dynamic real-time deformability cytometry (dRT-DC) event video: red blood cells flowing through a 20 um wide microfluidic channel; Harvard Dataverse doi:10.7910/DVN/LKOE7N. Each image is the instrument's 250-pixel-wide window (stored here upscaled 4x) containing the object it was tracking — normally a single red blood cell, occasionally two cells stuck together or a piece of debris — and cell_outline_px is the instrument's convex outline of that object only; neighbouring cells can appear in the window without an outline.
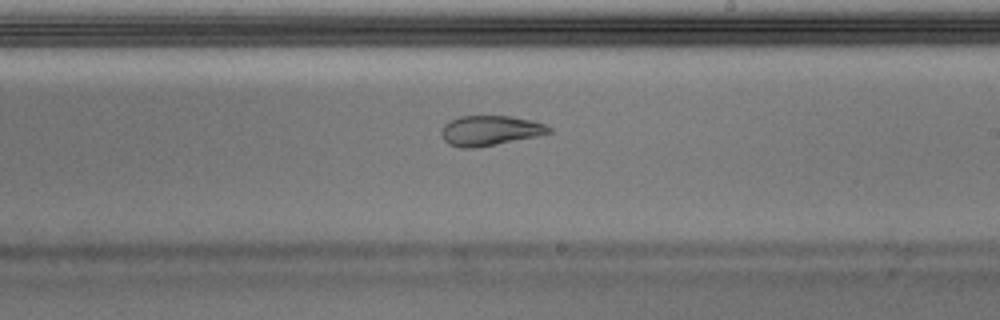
{"species": "Egyptian fruit bat (a non-hibernating species)", "species_latin": "Rousettus aegyptiacus", "temperature_condition": "warm", "stored_images_in_passage": 44, "camera_frame_rate_fps": 3000, "um_per_image_px": 0.085, "animal": {"sex": "male"}, "frame": {"image": 1, "passage_image": 24, "time_ms": 7.667, "image_size_px": [1000, 320], "cell_outline_px": [[552, 132], [536, 136], [496, 144], [472, 148], [460, 148], [448, 144], [444, 140], [440, 132], [444, 124], [460, 116], [512, 116], [532, 120], [544, 124], [552, 128]], "centroid_in_image_um": [41.64, 11.09], "position_along_channel_um": 247.4, "area_um2": 18.73}}
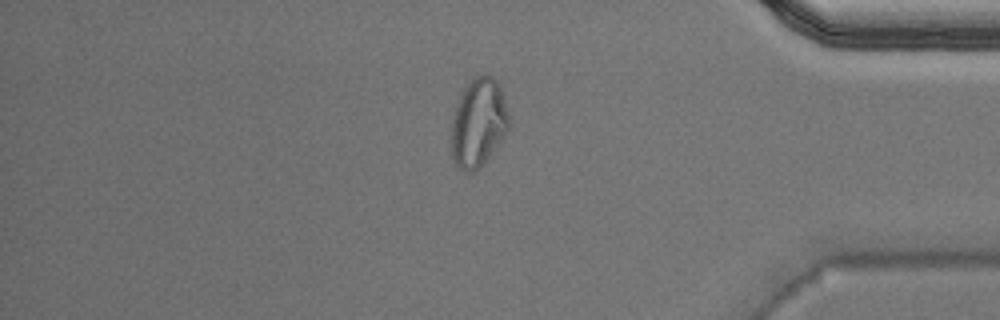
{"frame": {"image": 2, "passage_image": 37, "time_ms": 12.0, "image_size_px": [1000, 320], "cell_outline_px": [[508, 132], [484, 164], [476, 172], [464, 172], [452, 160], [452, 120], [460, 96], [464, 88], [476, 76], [484, 72], [492, 76], [500, 84], [508, 112]], "centroid_in_image_um": [40.69, 10.45], "position_along_channel_um": 394.5, "area_um2": 29.82}}